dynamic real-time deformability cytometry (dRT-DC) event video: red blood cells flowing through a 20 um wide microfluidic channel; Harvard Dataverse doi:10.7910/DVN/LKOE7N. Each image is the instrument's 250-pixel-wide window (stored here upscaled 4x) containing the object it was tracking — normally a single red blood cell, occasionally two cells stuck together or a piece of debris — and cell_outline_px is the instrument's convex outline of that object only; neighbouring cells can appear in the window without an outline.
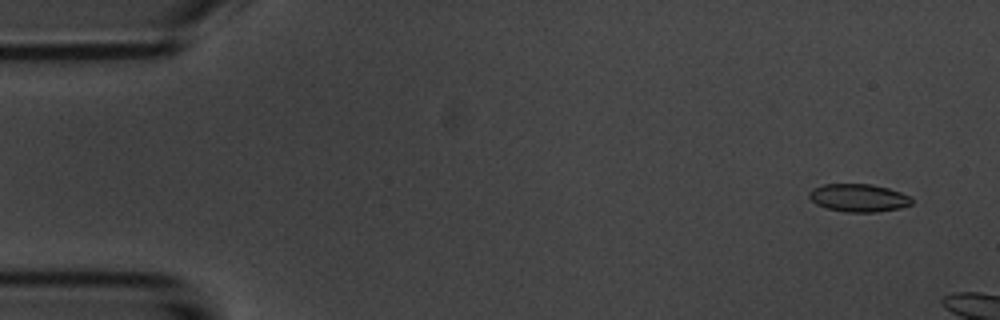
{"species": "common noctule bat (a hibernating species)", "species_latin": "Nyctalus noctula", "temperature_condition": "room temperature", "stored_images_in_passage": 8, "camera_frame_rate_fps": 3000, "um_per_image_px": 0.085, "animal": {"sex": "male", "body_mass_g": 20.1, "forearm_length_mm": 53.5}, "frame": {"image": 1, "passage_image": 3, "time_ms": 0.667, "image_size_px": [1000, 320], "cell_outline_px": [[912, 204], [900, 208], [876, 212], [844, 212], [824, 208], [816, 204], [808, 196], [808, 192], [812, 188], [824, 184], [872, 184], [888, 188], [912, 196]], "centroid_in_image_um": [72.97, 16.82], "position_along_channel_um": 12.0, "area_um2": 16.88}}